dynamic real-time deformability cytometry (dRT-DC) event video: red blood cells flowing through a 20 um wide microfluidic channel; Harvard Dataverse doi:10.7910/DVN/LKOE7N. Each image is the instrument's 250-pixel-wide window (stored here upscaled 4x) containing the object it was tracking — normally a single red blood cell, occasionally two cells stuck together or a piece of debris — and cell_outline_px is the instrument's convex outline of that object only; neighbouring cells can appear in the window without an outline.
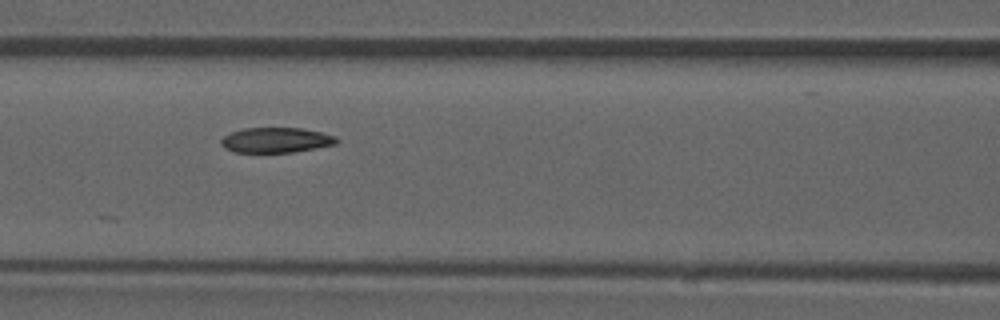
{"species": "common noctule bat (a hibernating species)", "species_latin": "Nyctalus noctula", "temperature_condition": "room temperature", "stored_images_in_passage": 44, "camera_frame_rate_fps": 3000, "um_per_image_px": 0.085, "animal": {"sex": "male", "forearm_length_mm": 52.5}, "frame": {"image": 1, "passage_image": 23, "time_ms": 7.333, "image_size_px": [1000, 320], "cell_outline_px": [[340, 140], [336, 144], [316, 148], [292, 152], [232, 152], [224, 148], [220, 144], [220, 140], [224, 136], [232, 132], [244, 128], [300, 128], [320, 132], [336, 136]], "centroid_in_image_um": [23.45, 11.91], "position_along_channel_um": 143.1, "area_um2": 16.94}, "authors_computed_cell_mechanics": {"area_um2": 18.1781, "velocity_mm_per_s": 3.8945, "shape_relaxation_time_tau1_ms": 5.0833, "shape_relaxation_time_tau2_ms": null, "deformation_change_tau1": 0.1551, "deformation_change_tau2": null}}